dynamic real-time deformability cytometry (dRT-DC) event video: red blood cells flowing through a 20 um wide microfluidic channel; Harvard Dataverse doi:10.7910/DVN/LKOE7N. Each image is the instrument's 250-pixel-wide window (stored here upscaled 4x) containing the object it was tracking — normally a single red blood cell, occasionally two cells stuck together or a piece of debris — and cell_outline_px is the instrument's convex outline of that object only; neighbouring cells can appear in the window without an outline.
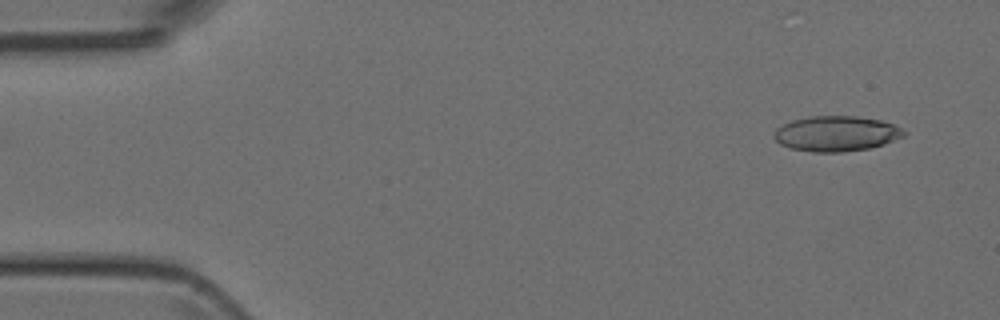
{"species": "Egyptian fruit bat (a non-hibernating species)", "species_latin": "Rousettus aegyptiacus", "temperature_condition": "room temperature", "stored_images_in_passage": 3, "camera_frame_rate_fps": 3000, "um_per_image_px": 0.085, "animal": {"sex": "female"}, "frame": {"image": 1, "passage_image": 1, "time_ms": 0.0, "image_size_px": [1000, 320], "cell_outline_px": [[908, 132], [904, 136], [884, 144], [868, 148], [840, 152], [812, 152], [792, 148], [780, 144], [772, 136], [776, 128], [792, 120], [808, 116], [856, 116], [880, 120], [896, 124]], "centroid_in_image_um": [71.1, 11.35], "position_along_channel_um": 13.9, "area_um2": 26.82}}
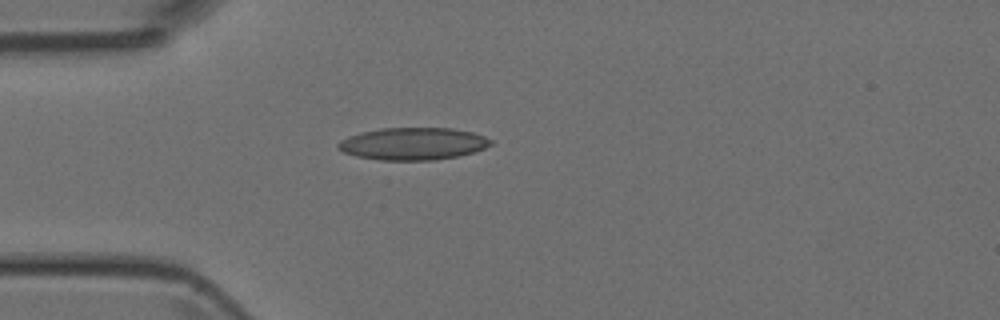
{"frame": {"image": 2, "passage_image": 3, "time_ms": 3.333, "image_size_px": [1000, 320], "cell_outline_px": [[492, 144], [484, 148], [472, 152], [456, 156], [432, 160], [380, 160], [356, 156], [344, 152], [336, 148], [336, 144], [340, 140], [348, 136], [380, 128], [452, 128], [472, 132], [484, 136], [492, 140]], "centroid_in_image_um": [35.08, 12.21], "position_along_channel_um": 49.9, "area_um2": 28.61}}